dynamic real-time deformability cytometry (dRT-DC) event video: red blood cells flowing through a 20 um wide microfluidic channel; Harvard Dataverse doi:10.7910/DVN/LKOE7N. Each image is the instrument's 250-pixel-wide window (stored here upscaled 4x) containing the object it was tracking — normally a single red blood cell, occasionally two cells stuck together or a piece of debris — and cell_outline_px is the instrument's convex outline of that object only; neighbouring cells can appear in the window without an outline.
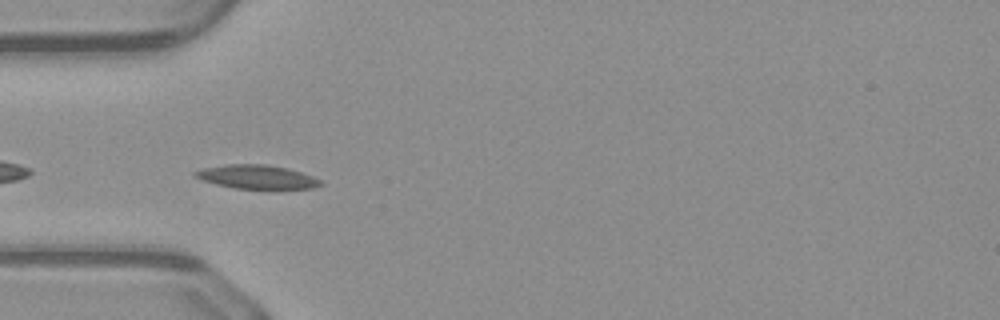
{"species": "common noctule bat (a hibernating species)", "species_latin": "Nyctalus noctula", "temperature_condition": "warm", "stored_images_in_passage": 31, "camera_frame_rate_fps": 3000, "um_per_image_px": 0.085, "animal": {"sex": "male", "body_mass_g": 23.1, "forearm_length_mm": 52.7}, "frame": {"image": 1, "passage_image": 2, "time_ms": 0.333, "image_size_px": [1000, 320], "cell_outline_px": [[324, 184], [312, 188], [232, 188], [216, 184], [192, 176], [192, 172], [204, 168], [224, 164], [264, 164], [288, 168], [312, 176], [320, 180]], "centroid_in_image_um": [21.79, 15.02], "position_along_channel_um": 63.2, "area_um2": 17.22}}
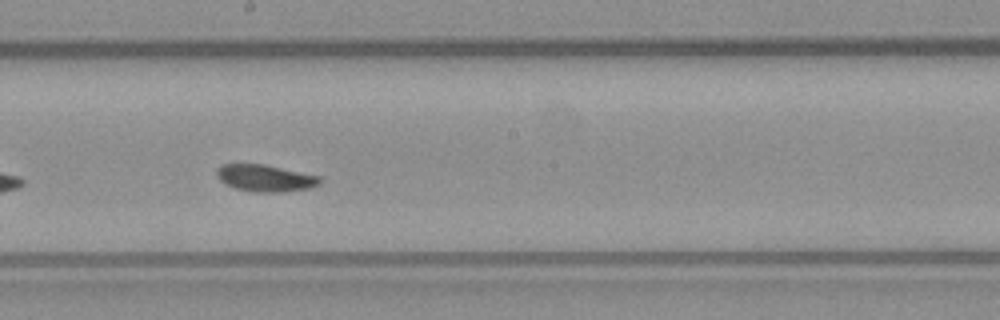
{"frame": {"image": 2, "passage_image": 14, "time_ms": 4.333, "image_size_px": [1000, 320], "cell_outline_px": [[320, 184], [312, 188], [280, 192], [252, 192], [236, 188], [220, 180], [216, 176], [216, 168], [220, 164], [264, 164], [320, 176]], "centroid_in_image_um": [22.54, 15.13], "position_along_channel_um": 225.7, "area_um2": 16.18}}
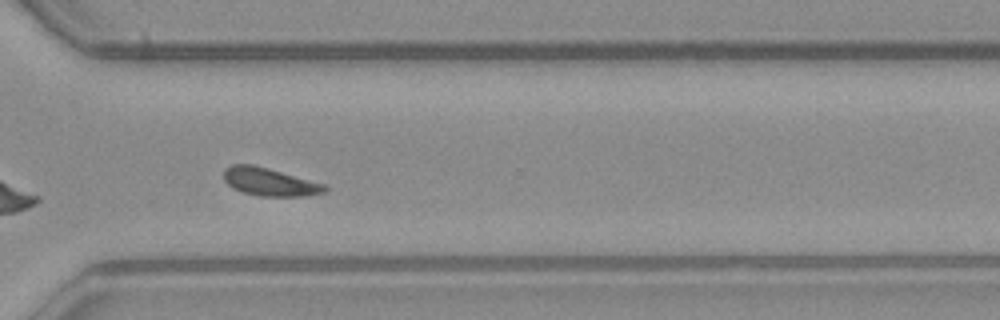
{"frame": {"image": 3, "passage_image": 23, "time_ms": 7.333, "image_size_px": [1000, 320], "cell_outline_px": [[328, 188], [324, 192], [308, 196], [260, 196], [244, 192], [232, 188], [224, 180], [224, 168], [232, 164], [252, 164], [268, 168], [328, 184]], "centroid_in_image_um": [22.95, 15.45], "position_along_channel_um": 347.6, "area_um2": 16.65}, "authors_computed_cell_mechanics": {"area_um2": 16.184, "velocity_mm_per_s": 4.0704, "shape_relaxation_time_tau1_ms": 2.6855, "shape_relaxation_time_tau2_ms": 2.6112, "deformation_change_tau1": 0.0796, "deformation_change_tau2": 0.0743}}